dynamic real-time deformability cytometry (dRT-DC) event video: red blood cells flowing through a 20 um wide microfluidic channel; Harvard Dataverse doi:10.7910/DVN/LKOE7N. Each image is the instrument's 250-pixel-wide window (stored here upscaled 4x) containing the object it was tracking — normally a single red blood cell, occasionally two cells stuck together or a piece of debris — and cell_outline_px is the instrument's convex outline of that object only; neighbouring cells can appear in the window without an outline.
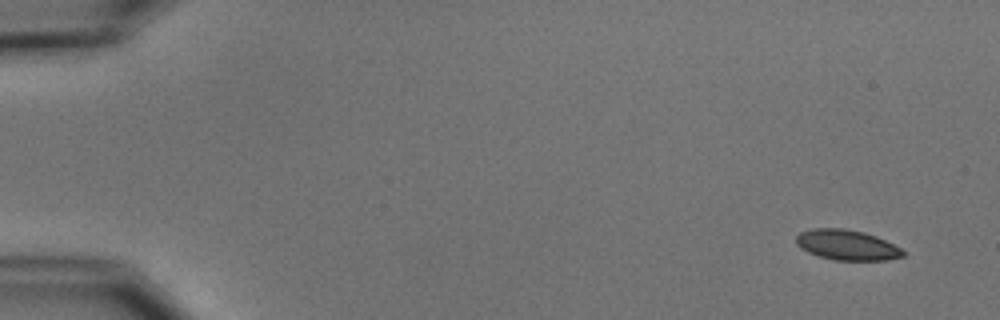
{"species": "common noctule bat (a hibernating species)", "species_latin": "Nyctalus noctula", "temperature_condition": "cold", "stored_images_in_passage": 3, "camera_frame_rate_fps": 3000, "um_per_image_px": 0.085, "animal": {"sex": "male", "body_mass_g": 15.6}, "frame": {"image": 1, "passage_image": 1, "time_ms": 0.0, "image_size_px": [1000, 320], "cell_outline_px": [[904, 256], [884, 260], [836, 260], [820, 256], [808, 252], [800, 248], [796, 244], [796, 236], [800, 232], [812, 228], [844, 228], [864, 232], [876, 236], [900, 248], [904, 252]], "centroid_in_image_um": [71.95, 20.81], "position_along_channel_um": 13.1, "area_um2": 18.73}}